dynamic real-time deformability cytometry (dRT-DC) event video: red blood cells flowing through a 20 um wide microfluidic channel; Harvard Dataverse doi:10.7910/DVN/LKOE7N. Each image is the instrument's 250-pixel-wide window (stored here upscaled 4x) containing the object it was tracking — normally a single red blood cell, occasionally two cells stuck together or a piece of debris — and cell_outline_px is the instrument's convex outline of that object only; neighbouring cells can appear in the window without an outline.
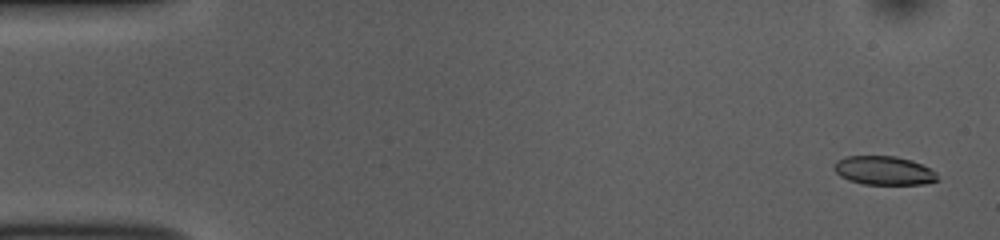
{"species": "common noctule bat (a hibernating species)", "species_latin": "Nyctalus noctula", "temperature_condition": "room temperature", "stored_images_in_passage": 53, "camera_frame_rate_fps": 3000, "um_per_image_px": 0.085, "animal": {"sex": "female", "body_mass_g": 10.0, "forearm_length_mm": 53.1}, "frame": {"image": 1, "passage_image": 2, "time_ms": 0.333, "image_size_px": [1000, 240], "cell_outline_px": [[940, 180], [924, 184], [864, 184], [848, 180], [840, 176], [836, 172], [832, 164], [836, 160], [844, 156], [896, 156], [912, 160], [936, 172]], "centroid_in_image_um": [75.11, 14.49], "position_along_channel_um": 9.9, "area_um2": 17.46}}
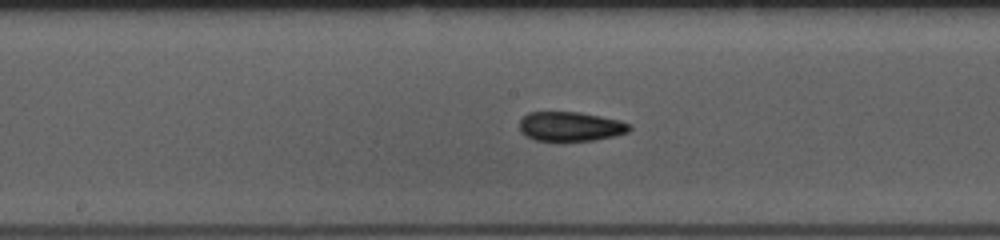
{"frame": {"image": 2, "passage_image": 27, "time_ms": 8.667, "image_size_px": [1000, 240], "cell_outline_px": [[632, 128], [628, 132], [596, 140], [560, 144], [536, 140], [520, 132], [520, 120], [528, 112], [580, 112], [620, 120], [632, 124]], "centroid_in_image_um": [48.49, 10.79], "position_along_channel_um": 199.7, "area_um2": 19.59}}
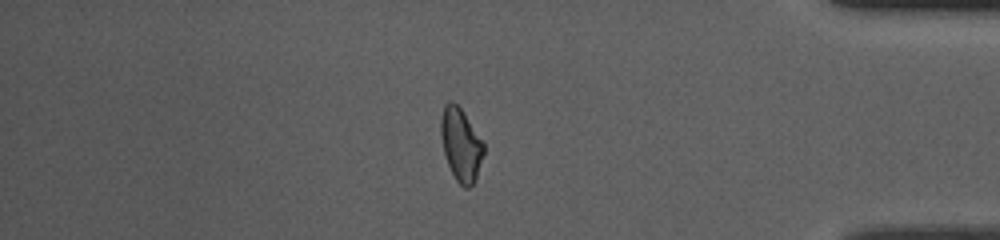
{"frame": {"image": 3, "passage_image": 45, "time_ms": 14.667, "image_size_px": [1000, 240], "cell_outline_px": [[484, 152], [476, 180], [468, 188], [464, 188], [456, 180], [448, 164], [444, 152], [440, 136], [440, 116], [444, 104], [448, 100], [452, 100], [460, 108], [484, 144]], "centroid_in_image_um": [39.15, 12.28], "position_along_channel_um": 396.1, "area_um2": 18.09}, "authors_computed_cell_mechanics": {"area_um2": 18.785, "velocity_mm_per_s": 3.7798, "shape_relaxation_time_tau1_ms": 4.569, "shape_relaxation_time_tau2_ms": 4.2257, "deformation_change_tau1": 0.1432, "deformation_change_tau2": 0.0952}}